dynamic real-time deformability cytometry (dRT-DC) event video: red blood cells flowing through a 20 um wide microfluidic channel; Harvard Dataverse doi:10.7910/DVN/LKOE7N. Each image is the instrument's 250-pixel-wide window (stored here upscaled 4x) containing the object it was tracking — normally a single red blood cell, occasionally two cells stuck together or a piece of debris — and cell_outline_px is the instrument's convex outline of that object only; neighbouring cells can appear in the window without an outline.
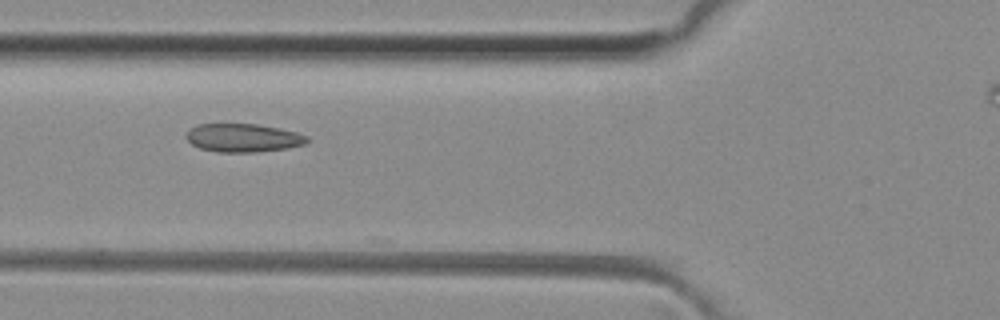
{"species": "common noctule bat (a hibernating species)", "species_latin": "Nyctalus noctula", "temperature_condition": "room temperature", "stored_images_in_passage": 21, "camera_frame_rate_fps": 3000, "um_per_image_px": 0.085, "animal": {"sex": "female", "body_mass_g": 29.2, "forearm_length_mm": 56.3}, "frame": {"image": 1, "passage_image": 16, "time_ms": 5.0, "image_size_px": [1000, 320], "cell_outline_px": [[308, 140], [304, 144], [288, 148], [256, 152], [216, 152], [200, 148], [192, 144], [184, 136], [192, 128], [200, 124], [256, 124], [280, 128], [296, 132], [308, 136]], "centroid_in_image_um": [20.68, 11.72], "position_along_channel_um": 105.1, "area_um2": 19.88}}
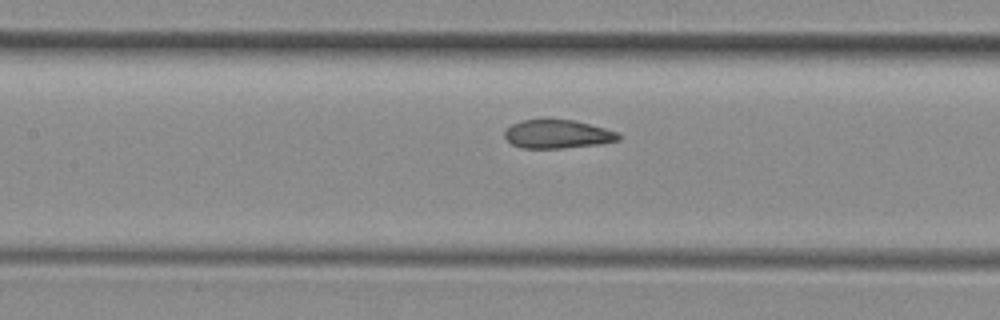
{"frame": {"image": 2, "passage_image": 20, "time_ms": 6.333, "image_size_px": [1000, 320], "cell_outline_px": [[620, 140], [600, 144], [560, 148], [520, 148], [512, 144], [504, 136], [504, 132], [512, 124], [520, 120], [544, 116], [576, 120], [620, 132]], "centroid_in_image_um": [47.38, 11.35], "position_along_channel_um": 160.0, "area_um2": 19.77}}